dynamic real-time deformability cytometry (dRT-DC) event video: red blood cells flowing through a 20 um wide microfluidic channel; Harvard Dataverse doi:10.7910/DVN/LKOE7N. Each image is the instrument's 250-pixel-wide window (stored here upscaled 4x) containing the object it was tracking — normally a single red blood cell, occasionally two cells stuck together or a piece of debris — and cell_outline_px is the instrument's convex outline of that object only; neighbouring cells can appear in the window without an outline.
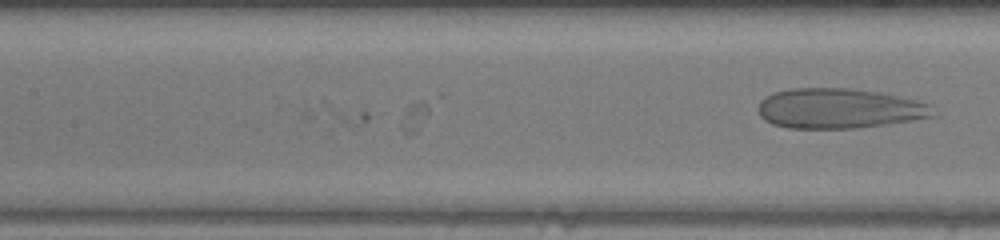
{"species": "human", "species_latin": "Homo sapiens", "temperature_condition": "warm", "stored_images_in_passage": 8, "camera_frame_rate_fps": 3000, "um_per_image_px": 0.085, "donor": {"sex": "female"}, "frame": {"image": 1, "passage_image": 8, "time_ms": 2.333, "image_size_px": [1000, 240], "cell_outline_px": [[940, 112], [936, 116], [884, 124], [856, 128], [788, 128], [772, 124], [764, 120], [760, 116], [756, 108], [760, 100], [764, 96], [772, 92], [788, 88], [848, 88], [876, 92], [900, 96], [932, 104]], "centroid_in_image_um": [71.32, 9.21], "position_along_channel_um": 136.1, "area_um2": 41.33}}